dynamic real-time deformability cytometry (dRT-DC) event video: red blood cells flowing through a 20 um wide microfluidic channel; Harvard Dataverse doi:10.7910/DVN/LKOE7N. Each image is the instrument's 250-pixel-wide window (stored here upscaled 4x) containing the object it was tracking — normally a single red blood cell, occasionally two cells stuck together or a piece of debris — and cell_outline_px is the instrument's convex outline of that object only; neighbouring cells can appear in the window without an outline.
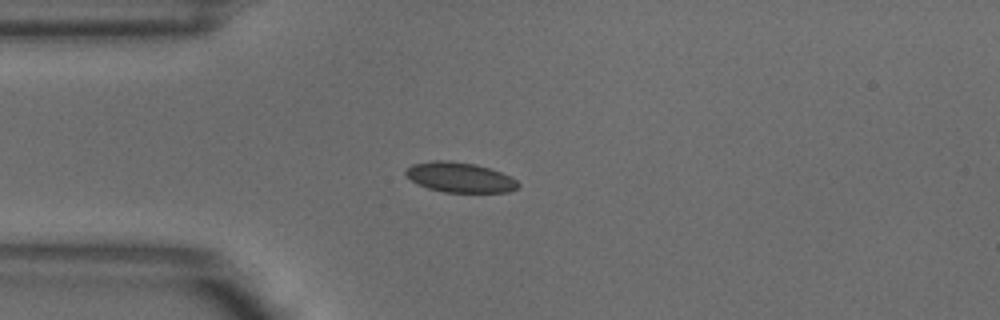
{"species": "common noctule bat (a hibernating species)", "species_latin": "Nyctalus noctula", "temperature_condition": "warm", "stored_images_in_passage": 4, "camera_frame_rate_fps": 3000, "um_per_image_px": 0.085, "animal": {"sex": "male", "body_mass_g": 18.8}, "frame": {"image": 1, "passage_image": 4, "time_ms": 1.0, "image_size_px": [1000, 320], "cell_outline_px": [[520, 184], [516, 188], [508, 192], [444, 192], [428, 188], [416, 184], [404, 176], [404, 172], [412, 164], [432, 160], [448, 160], [476, 164], [512, 176]], "centroid_in_image_um": [39.04, 15.07], "position_along_channel_um": 46.0, "area_um2": 19.83}}